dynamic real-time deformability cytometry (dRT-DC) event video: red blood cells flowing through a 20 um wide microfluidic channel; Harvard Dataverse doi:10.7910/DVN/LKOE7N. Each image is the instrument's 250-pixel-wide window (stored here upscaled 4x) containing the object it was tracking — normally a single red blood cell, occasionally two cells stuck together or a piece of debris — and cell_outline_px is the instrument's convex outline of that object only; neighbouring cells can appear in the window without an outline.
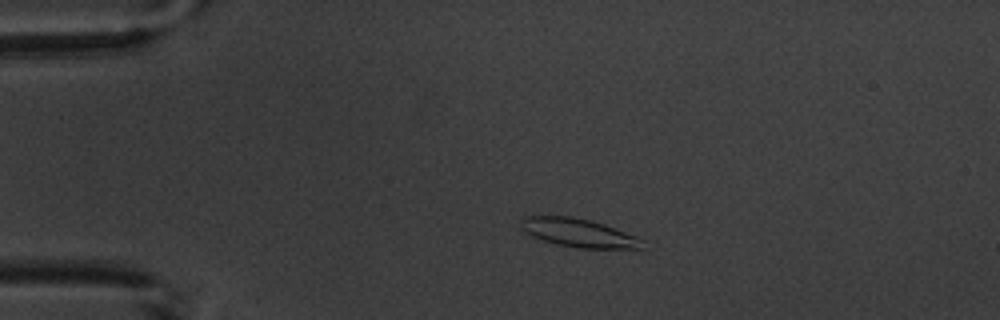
{"species": "common noctule bat (a hibernating species)", "species_latin": "Nyctalus noctula", "temperature_condition": "warm", "stored_images_in_passage": 9, "camera_frame_rate_fps": 3000, "um_per_image_px": 0.085, "animal": {"sex": "male", "body_mass_g": 20.1, "forearm_length_mm": 53.5}, "frame": {"image": 1, "passage_image": 3, "time_ms": 2.333, "image_size_px": [1000, 320], "cell_outline_px": [[644, 248], [576, 248], [556, 244], [532, 236], [520, 228], [520, 220], [524, 216], [572, 216], [604, 224], [636, 236], [644, 240]], "centroid_in_image_um": [49.17, 19.79], "position_along_channel_um": 35.8, "area_um2": 20.11}}
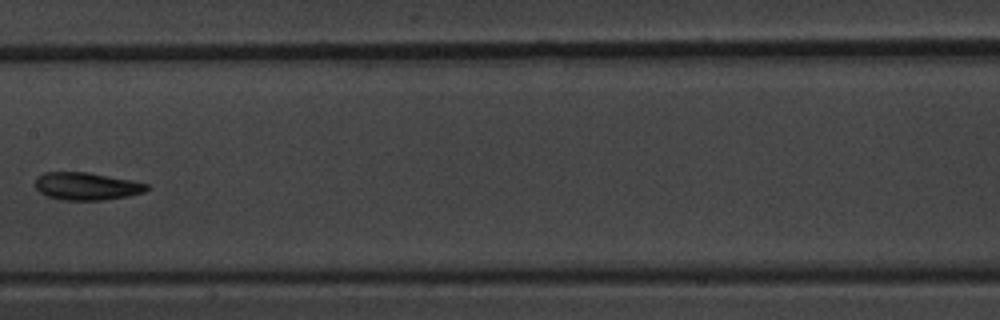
{"frame": {"image": 2, "passage_image": 8, "time_ms": 8.0, "image_size_px": [1000, 320], "cell_outline_px": [[152, 188], [144, 192], [128, 196], [104, 200], [60, 200], [44, 196], [36, 188], [36, 176], [44, 172], [88, 172], [132, 180], [148, 184]], "centroid_in_image_um": [7.36, 15.83], "position_along_channel_um": 200.0, "area_um2": 18.21}}
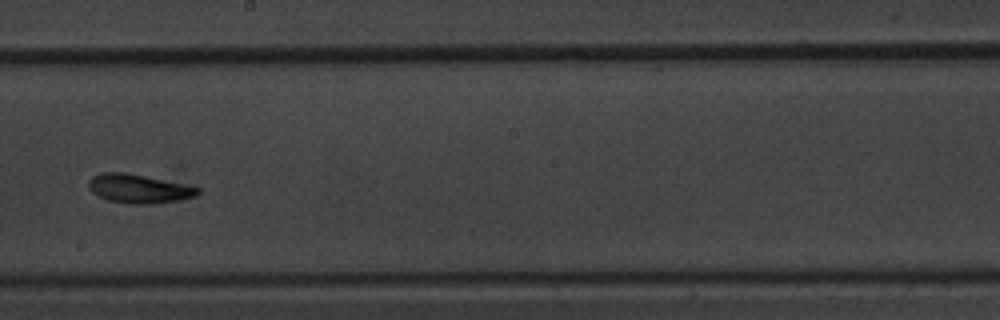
{"frame": {"image": 3, "passage_image": 9, "time_ms": 9.0, "image_size_px": [1000, 320], "cell_outline_px": [[200, 192], [196, 196], [180, 200], [152, 204], [128, 204], [108, 200], [92, 192], [88, 188], [88, 180], [92, 176], [100, 172], [124, 172], [184, 184], [200, 188]], "centroid_in_image_um": [11.78, 16.04], "position_along_channel_um": 236.4, "area_um2": 18.38}}